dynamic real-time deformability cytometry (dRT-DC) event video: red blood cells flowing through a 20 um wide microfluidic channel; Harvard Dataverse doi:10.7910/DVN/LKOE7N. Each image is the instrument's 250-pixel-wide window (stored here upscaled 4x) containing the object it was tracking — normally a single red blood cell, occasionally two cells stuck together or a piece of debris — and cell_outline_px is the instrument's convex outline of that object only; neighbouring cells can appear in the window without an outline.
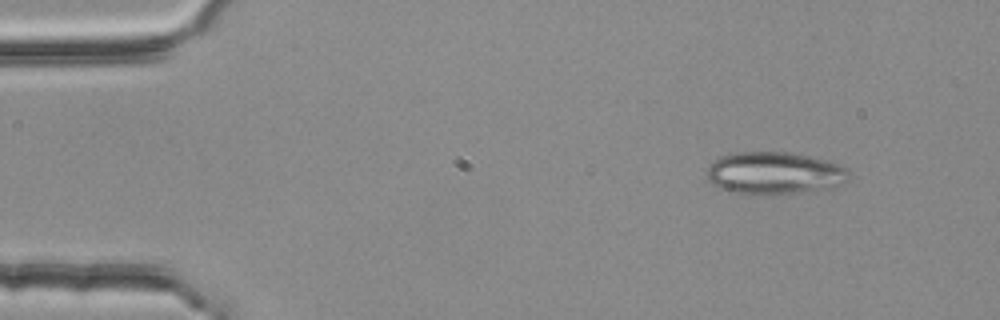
{"species": "common noctule bat (a hibernating species)", "species_latin": "Nyctalus noctula", "temperature_condition": "room temperature", "stored_images_in_passage": 2, "camera_frame_rate_fps": 3000, "um_per_image_px": 0.085, "animal": {"sex": "female", "body_mass_g": 25.1}, "frame": {"image": 1, "passage_image": 1, "time_ms": 0.0, "image_size_px": [1000, 320], "cell_outline_px": [[848, 180], [832, 188], [796, 192], [736, 192], [720, 188], [712, 184], [708, 180], [708, 164], [720, 156], [736, 152], [788, 152], [808, 156], [824, 160], [848, 168]], "centroid_in_image_um": [65.81, 14.68], "position_along_channel_um": 19.2, "area_um2": 34.16}}